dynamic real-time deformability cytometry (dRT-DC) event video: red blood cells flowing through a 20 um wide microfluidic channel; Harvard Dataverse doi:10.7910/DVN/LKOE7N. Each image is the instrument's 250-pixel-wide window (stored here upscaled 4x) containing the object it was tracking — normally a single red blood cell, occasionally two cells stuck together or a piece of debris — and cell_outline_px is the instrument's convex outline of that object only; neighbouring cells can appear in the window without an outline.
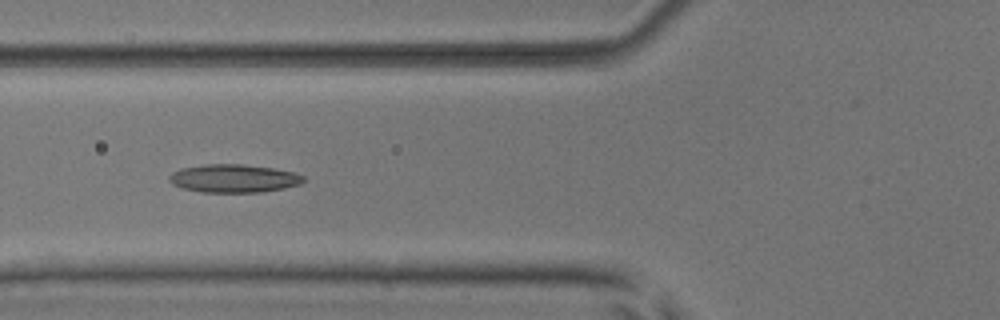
{"species": "common noctule bat (a hibernating species)", "species_latin": "Nyctalus noctula", "temperature_condition": "room temperature", "stored_images_in_passage": 8, "camera_frame_rate_fps": 3000, "um_per_image_px": 0.085, "animal": {"sex": "male", "body_mass_g": 17.9, "forearm_length_mm": 54.2}, "frame": {"image": 1, "passage_image": 5, "time_ms": 5.333, "image_size_px": [1000, 320], "cell_outline_px": [[304, 180], [300, 184], [284, 188], [260, 192], [204, 192], [184, 188], [172, 184], [168, 180], [168, 176], [172, 172], [180, 168], [204, 164], [244, 164], [272, 168], [292, 172], [304, 176]], "centroid_in_image_um": [19.83, 15.16], "position_along_channel_um": 106.0, "area_um2": 21.96}}
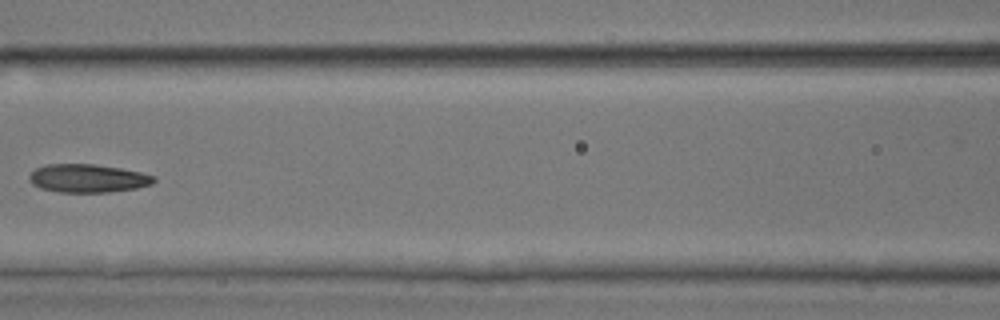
{"frame": {"image": 2, "passage_image": 6, "time_ms": 6.667, "image_size_px": [1000, 320], "cell_outline_px": [[156, 180], [152, 184], [136, 188], [108, 192], [60, 192], [40, 188], [32, 184], [28, 180], [28, 176], [36, 168], [48, 164], [92, 164], [120, 168], [140, 172], [156, 176]], "centroid_in_image_um": [7.46, 15.16], "position_along_channel_um": 159.1, "area_um2": 20.52}}
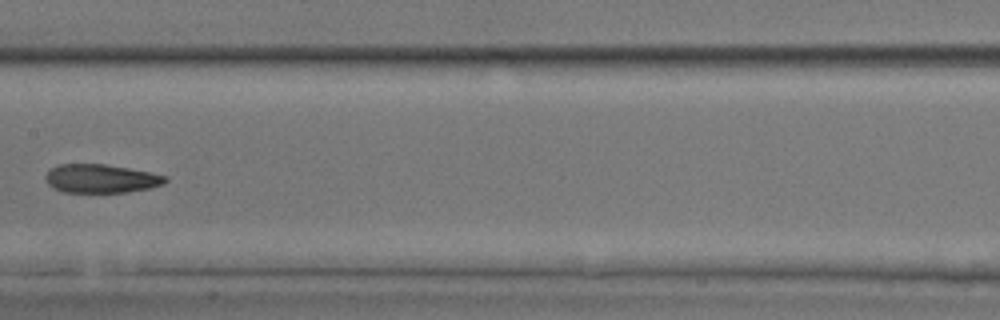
{"frame": {"image": 3, "passage_image": 7, "time_ms": 7.667, "image_size_px": [1000, 320], "cell_outline_px": [[168, 180], [164, 184], [148, 188], [128, 192], [64, 192], [52, 188], [48, 184], [44, 176], [52, 168], [60, 164], [104, 164], [128, 168], [168, 176]], "centroid_in_image_um": [8.58, 15.18], "position_along_channel_um": 198.8, "area_um2": 19.88}}